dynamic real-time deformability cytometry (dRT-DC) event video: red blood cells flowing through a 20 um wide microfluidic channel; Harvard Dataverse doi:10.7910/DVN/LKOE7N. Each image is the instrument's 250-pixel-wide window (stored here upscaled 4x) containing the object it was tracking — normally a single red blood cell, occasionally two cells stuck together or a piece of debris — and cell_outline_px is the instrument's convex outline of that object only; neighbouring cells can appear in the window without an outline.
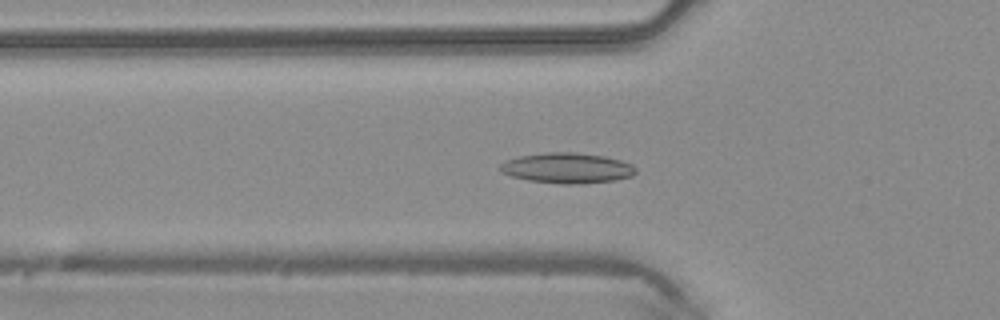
{"species": "common noctule bat (a hibernating species)", "species_latin": "Nyctalus noctula", "temperature_condition": "warm", "stored_images_in_passage": 30, "camera_frame_rate_fps": 3000, "um_per_image_px": 0.085, "animal": {"sex": "male", "body_mass_g": 20.4}, "frame": {"image": 1, "passage_image": 10, "time_ms": 3.0, "image_size_px": [1000, 320], "cell_outline_px": [[620, 176], [604, 180], [540, 180], [524, 176], [536, 156], [588, 156], [608, 160]], "centroid_in_image_um": [48.53, 14.33], "position_along_channel_um": 77.3, "area_um2": 13.99}}
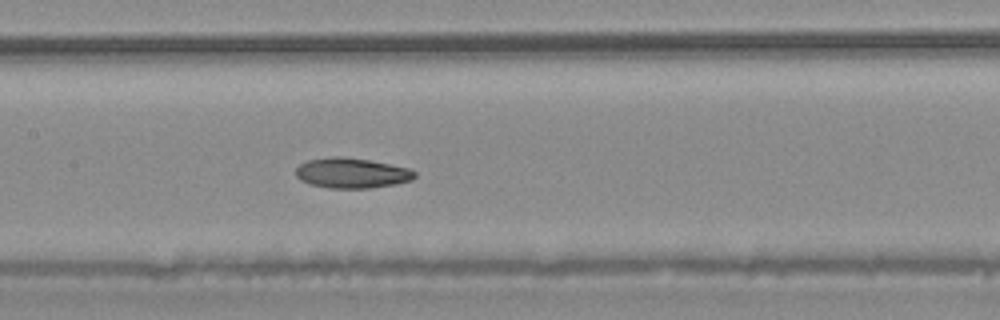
{"frame": {"image": 2, "passage_image": 17, "time_ms": 5.333, "image_size_px": [1000, 320], "cell_outline_px": [[412, 176], [404, 180], [384, 184], [320, 184], [308, 180], [300, 176], [300, 168], [316, 160], [360, 160], [400, 168], [412, 172]], "centroid_in_image_um": [29.94, 14.67], "position_along_channel_um": 177.5, "area_um2": 15.78}}
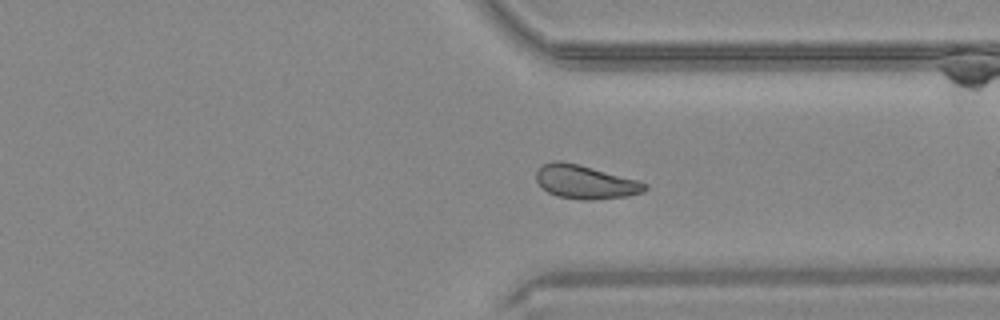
{"frame": {"image": 3, "passage_image": 30, "time_ms": 9.667, "image_size_px": [1000, 320], "cell_outline_px": [[644, 188], [636, 192], [612, 196], [564, 196], [552, 192], [544, 188], [540, 184], [548, 164], [572, 164], [588, 168], [644, 184]], "centroid_in_image_um": [49.77, 15.47], "position_along_channel_um": 361.6, "area_um2": 16.88}}